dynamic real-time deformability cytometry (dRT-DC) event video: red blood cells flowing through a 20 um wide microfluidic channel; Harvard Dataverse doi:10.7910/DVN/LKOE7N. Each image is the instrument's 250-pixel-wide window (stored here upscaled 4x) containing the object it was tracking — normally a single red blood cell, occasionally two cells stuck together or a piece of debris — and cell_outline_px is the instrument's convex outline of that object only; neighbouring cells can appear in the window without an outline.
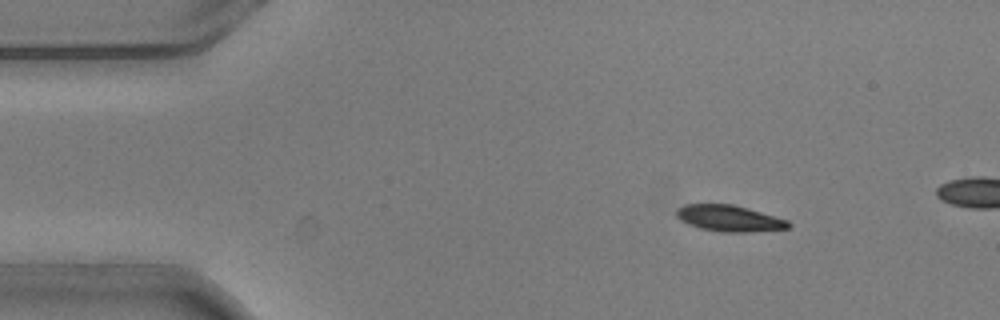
{"species": "common noctule bat (a hibernating species)", "species_latin": "Nyctalus noctula", "temperature_condition": "warm", "stored_images_in_passage": 5, "camera_frame_rate_fps": 3000, "um_per_image_px": 0.085, "animal": {"sex": "male", "body_mass_g": 20.5, "forearm_length_mm": 52.5}, "frame": {"image": 1, "passage_image": 3, "time_ms": 0.667, "image_size_px": [1000, 320], "cell_outline_px": [[792, 224], [788, 228], [748, 232], [720, 232], [700, 228], [688, 224], [680, 220], [676, 216], [676, 208], [684, 204], [732, 204], [788, 220]], "centroid_in_image_um": [61.94, 18.56], "position_along_channel_um": 23.1, "area_um2": 17.05}}